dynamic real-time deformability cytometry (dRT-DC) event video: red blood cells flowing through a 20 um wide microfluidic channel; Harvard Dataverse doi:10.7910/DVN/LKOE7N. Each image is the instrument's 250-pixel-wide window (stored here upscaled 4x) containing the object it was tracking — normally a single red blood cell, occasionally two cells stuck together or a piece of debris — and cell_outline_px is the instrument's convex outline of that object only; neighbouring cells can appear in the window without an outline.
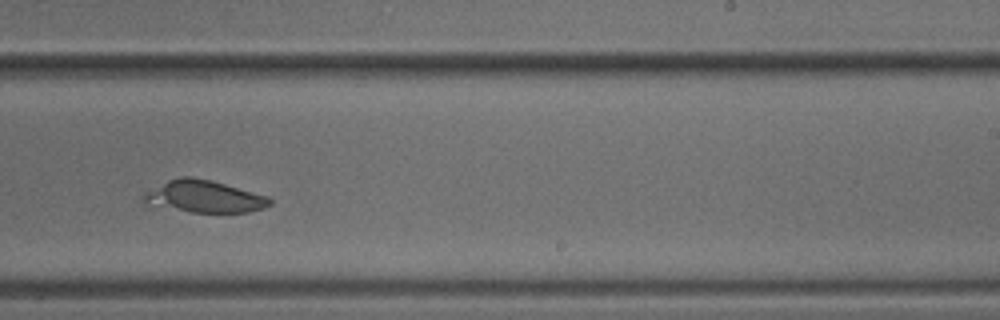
{"species": "common noctule bat (a hibernating species)", "species_latin": "Nyctalus noctula", "temperature_condition": "cold", "stored_images_in_passage": 40, "camera_frame_rate_fps": 3000, "um_per_image_px": 0.085, "animal": {"sex": "male", "body_mass_g": 18.8}, "frame": {"image": 1, "passage_image": 19, "time_ms": 6.0, "image_size_px": [1000, 320], "cell_outline_px": [[272, 204], [264, 208], [248, 212], [192, 212], [148, 204], [140, 200], [140, 196], [144, 192], [168, 180], [180, 176], [192, 176], [212, 180], [268, 196], [272, 200]], "centroid_in_image_um": [17.34, 16.69], "position_along_channel_um": 271.7, "area_um2": 23.7}}
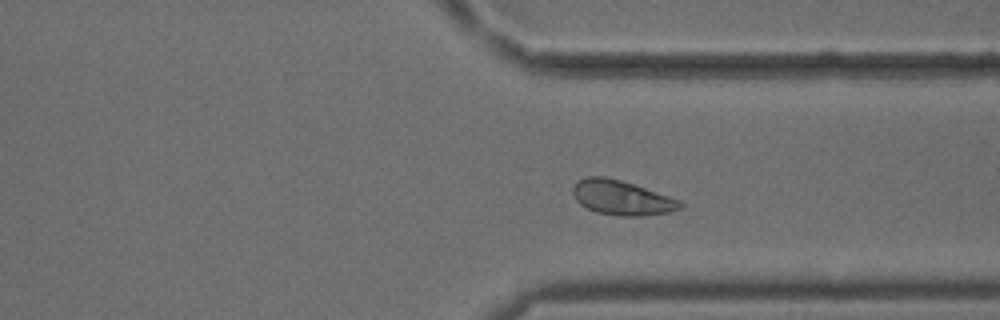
{"frame": {"image": 2, "passage_image": 26, "time_ms": 8.333, "image_size_px": [1000, 320], "cell_outline_px": [[684, 204], [680, 208], [672, 212], [644, 216], [620, 216], [596, 212], [580, 204], [576, 200], [572, 192], [572, 188], [580, 180], [588, 176], [604, 176], [620, 180], [684, 200]], "centroid_in_image_um": [52.91, 16.82], "position_along_channel_um": 358.5, "area_um2": 21.79}}
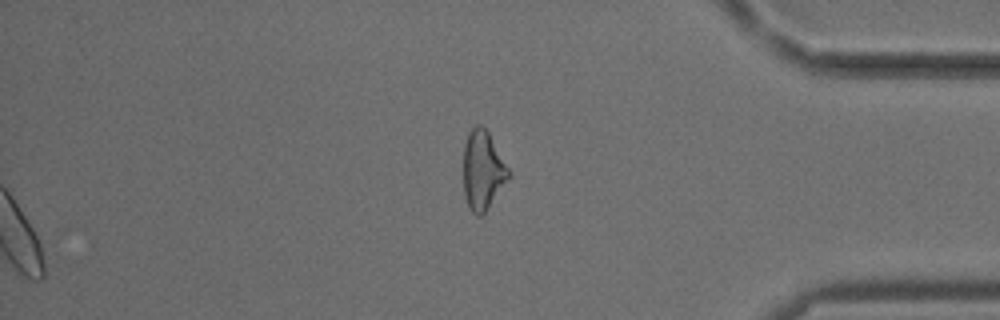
{"frame": {"image": 3, "passage_image": 40, "time_ms": 13.0, "image_size_px": [1000, 320], "cell_outline_px": [[512, 176], [484, 212], [480, 216], [476, 216], [468, 208], [464, 196], [464, 144], [468, 132], [476, 124], [480, 124], [488, 132], [512, 172]], "centroid_in_image_um": [41.05, 14.48], "position_along_channel_um": 394.2, "area_um2": 21.04}}